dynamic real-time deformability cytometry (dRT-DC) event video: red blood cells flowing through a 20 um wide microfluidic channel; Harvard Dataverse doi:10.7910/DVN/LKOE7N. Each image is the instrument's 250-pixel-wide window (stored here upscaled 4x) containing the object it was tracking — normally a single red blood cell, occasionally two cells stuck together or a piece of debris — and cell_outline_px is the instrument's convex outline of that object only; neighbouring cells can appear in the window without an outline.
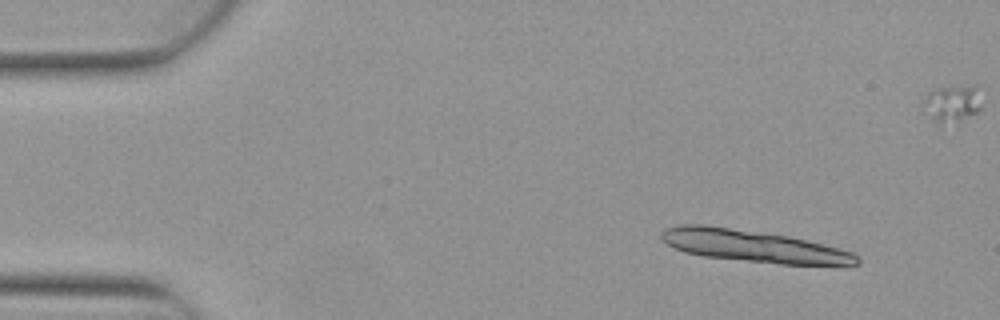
{"species": "Egyptian fruit bat (a non-hibernating species)", "species_latin": "Rousettus aegyptiacus", "temperature_condition": "warm", "stored_images_in_passage": 6, "camera_frame_rate_fps": 3000, "um_per_image_px": 0.085, "animal": {"sex": "female"}, "frame": {"image": 1, "passage_image": 2, "time_ms": 0.333, "image_size_px": [1000, 320], "cell_outline_px": [[860, 264], [780, 264], [704, 256], [684, 252], [660, 240], [660, 232], [664, 228], [680, 224], [704, 224], [788, 236], [824, 244], [840, 248], [852, 252], [860, 256]], "centroid_in_image_um": [63.99, 20.9], "position_along_channel_um": 21.0, "area_um2": 36.3}}
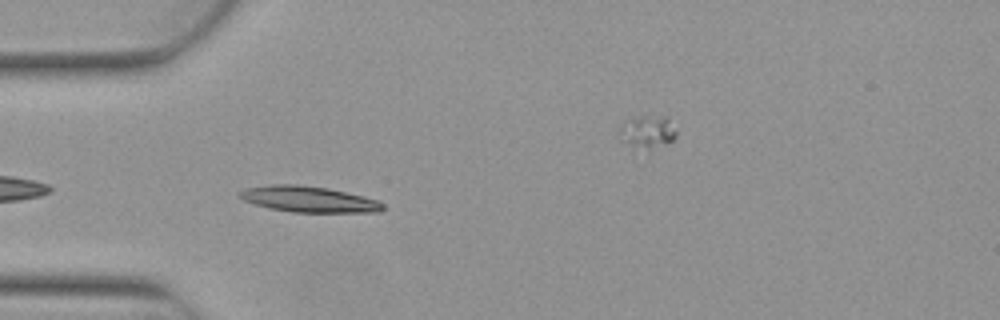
{"frame": {"image": 2, "passage_image": 5, "time_ms": 1.333, "image_size_px": [1000, 320], "cell_outline_px": [[384, 208], [380, 212], [292, 212], [268, 208], [244, 200], [240, 196], [240, 192], [244, 188], [272, 184], [296, 184], [328, 188], [364, 196], [380, 200], [384, 204]], "centroid_in_image_um": [26.28, 16.93], "position_along_channel_um": 58.7, "area_um2": 21.68}}